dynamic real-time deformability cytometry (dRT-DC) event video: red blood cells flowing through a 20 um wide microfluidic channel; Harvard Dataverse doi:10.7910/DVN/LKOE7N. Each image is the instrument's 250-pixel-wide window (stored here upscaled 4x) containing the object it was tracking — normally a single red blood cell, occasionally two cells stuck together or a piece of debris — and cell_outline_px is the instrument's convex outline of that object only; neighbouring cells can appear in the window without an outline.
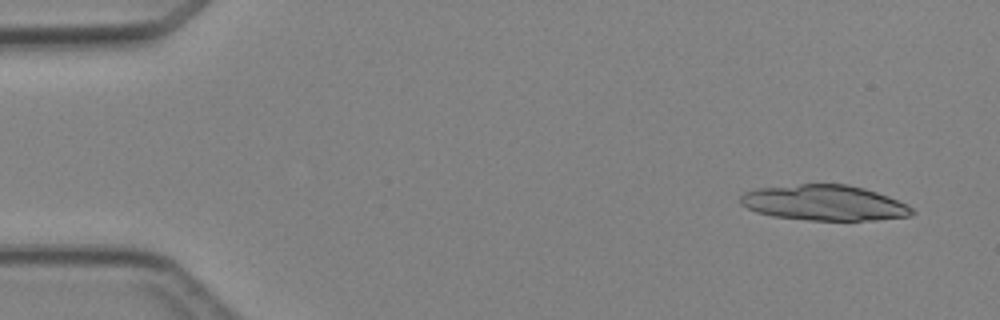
{"species": "Egyptian fruit bat (a non-hibernating species)", "species_latin": "Rousettus aegyptiacus", "temperature_condition": "cold", "stored_images_in_passage": 6, "camera_frame_rate_fps": 3000, "um_per_image_px": 0.085, "animal": {"sex": "female"}, "frame": {"image": 1, "passage_image": 1, "time_ms": 0.0, "image_size_px": [1000, 320], "cell_outline_px": [[916, 212], [912, 216], [876, 220], [808, 220], [772, 216], [756, 212], [740, 204], [740, 196], [744, 192], [756, 188], [800, 184], [848, 184], [864, 188], [888, 196], [908, 204]], "centroid_in_image_um": [70.08, 17.24], "position_along_channel_um": 14.9, "area_um2": 35.72}}
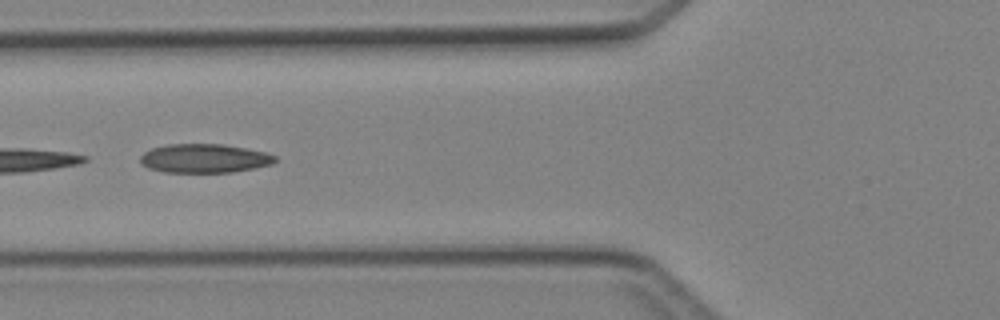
{"frame": {"image": 2, "passage_image": 5, "time_ms": 5.0, "image_size_px": [1000, 320], "cell_outline_px": [[276, 160], [272, 164], [256, 168], [232, 172], [164, 172], [148, 168], [140, 164], [140, 156], [144, 152], [152, 148], [168, 144], [224, 144], [268, 152], [276, 156]], "centroid_in_image_um": [17.38, 13.46], "position_along_channel_um": 108.4, "area_um2": 22.89}}
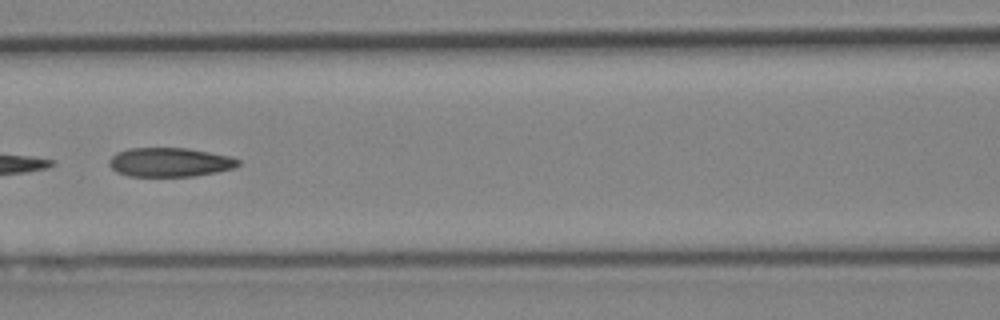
{"frame": {"image": 3, "passage_image": 6, "time_ms": 6.0, "image_size_px": [1000, 320], "cell_outline_px": [[240, 164], [236, 168], [216, 172], [192, 176], [128, 176], [116, 172], [108, 164], [108, 160], [116, 152], [128, 148], [188, 148], [232, 156], [240, 160]], "centroid_in_image_um": [14.44, 13.78], "position_along_channel_um": 152.2, "area_um2": 22.08}}